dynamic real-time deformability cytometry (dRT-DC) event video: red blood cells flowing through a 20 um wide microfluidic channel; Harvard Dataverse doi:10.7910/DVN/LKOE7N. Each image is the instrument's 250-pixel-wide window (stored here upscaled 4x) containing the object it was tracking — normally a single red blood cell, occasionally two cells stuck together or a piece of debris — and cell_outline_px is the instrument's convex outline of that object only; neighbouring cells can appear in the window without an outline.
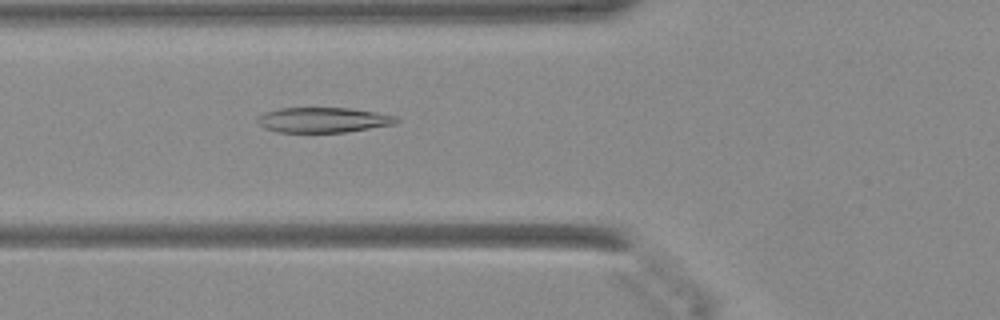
{"species": "Egyptian fruit bat (a non-hibernating species)", "species_latin": "Rousettus aegyptiacus", "temperature_condition": "warm", "stored_images_in_passage": 39, "camera_frame_rate_fps": 3000, "um_per_image_px": 0.085, "animal": {"sex": "female"}, "frame": {"image": 1, "passage_image": 9, "time_ms": 2.667, "image_size_px": [1000, 320], "cell_outline_px": [[400, 120], [396, 124], [344, 132], [276, 132], [264, 128], [256, 120], [264, 112], [280, 108], [352, 108], [376, 112], [396, 116]], "centroid_in_image_um": [27.49, 10.19], "position_along_channel_um": 98.3, "area_um2": 20.35}}
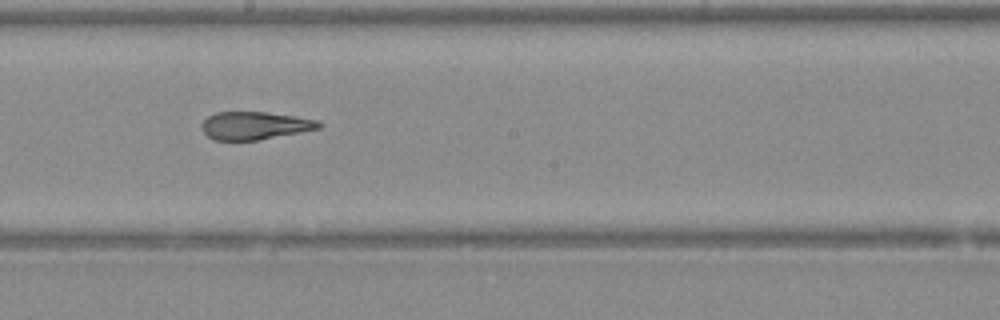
{"frame": {"image": 2, "passage_image": 18, "time_ms": 5.667, "image_size_px": [1000, 320], "cell_outline_px": [[320, 128], [300, 132], [256, 140], [216, 140], [208, 136], [204, 132], [200, 124], [208, 116], [216, 112], [264, 112], [296, 116], [320, 120]], "centroid_in_image_um": [21.64, 10.66], "position_along_channel_um": 226.6, "area_um2": 18.84}}
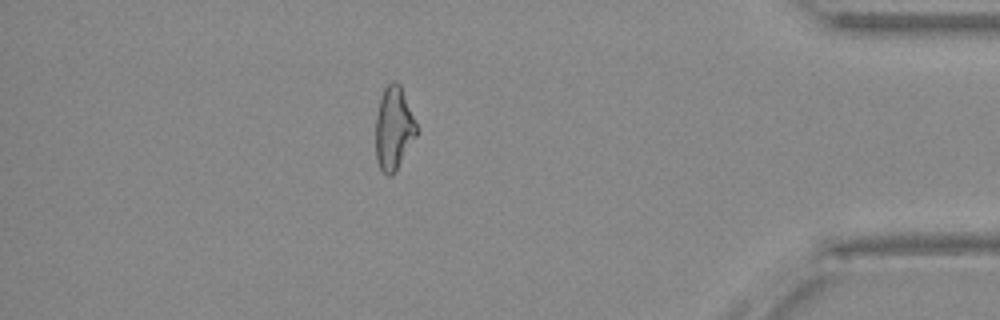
{"frame": {"image": 3, "passage_image": 33, "time_ms": 10.667, "image_size_px": [1000, 320], "cell_outline_px": [[416, 136], [392, 176], [388, 176], [380, 168], [376, 160], [376, 116], [380, 96], [384, 88], [392, 80], [396, 80], [400, 84], [416, 124]], "centroid_in_image_um": [33.44, 10.88], "position_along_channel_um": 401.8, "area_um2": 19.54}}